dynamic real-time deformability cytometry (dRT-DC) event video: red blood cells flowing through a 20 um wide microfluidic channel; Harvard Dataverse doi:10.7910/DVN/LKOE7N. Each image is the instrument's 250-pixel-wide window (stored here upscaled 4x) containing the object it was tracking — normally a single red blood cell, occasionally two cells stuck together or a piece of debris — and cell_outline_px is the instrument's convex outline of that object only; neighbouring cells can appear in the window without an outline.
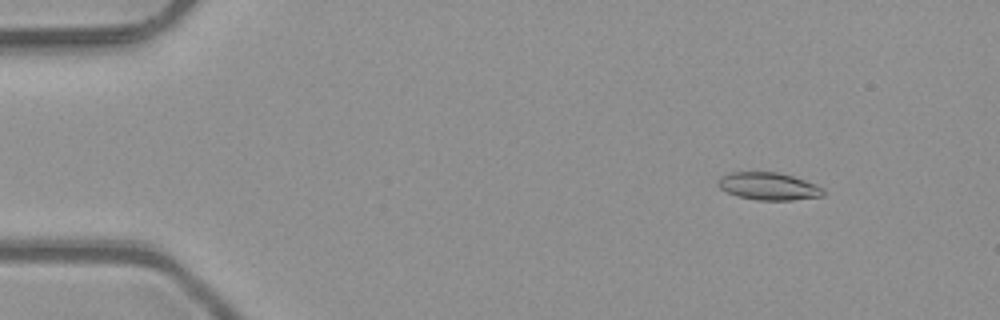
{"species": "common noctule bat (a hibernating species)", "species_latin": "Nyctalus noctula", "temperature_condition": "room temperature", "stored_images_in_passage": 51, "segment_of_instrument_passage": [1, 2], "camera_frame_rate_fps": 3000, "um_per_image_px": 0.085, "animal": {"sex": "male", "body_mass_g": 23.1, "forearm_length_mm": 52.7}, "frame": {"image": 1, "passage_image": 5, "time_ms": 1.333, "image_size_px": [1000, 320], "cell_outline_px": [[824, 196], [792, 200], [756, 200], [736, 196], [720, 188], [716, 184], [720, 176], [732, 172], [776, 172], [792, 176], [816, 184], [824, 188]], "centroid_in_image_um": [65.32, 15.84], "position_along_channel_um": 19.7, "area_um2": 16.94}}
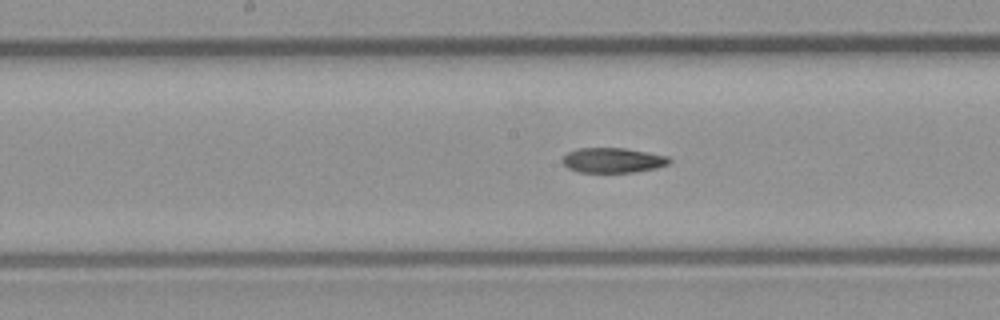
{"frame": {"image": 2, "passage_image": 25, "time_ms": 8.0, "image_size_px": [1000, 320], "cell_outline_px": [[672, 160], [668, 164], [656, 168], [636, 172], [580, 172], [568, 168], [560, 160], [568, 152], [576, 148], [624, 148], [648, 152], [668, 156]], "centroid_in_image_um": [52.09, 13.62], "position_along_channel_um": 196.1, "area_um2": 15.61}}
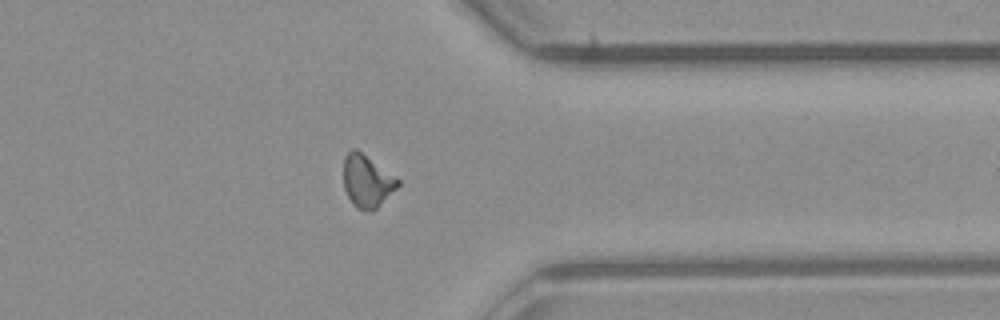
{"frame": {"image": 3, "passage_image": 39, "time_ms": 12.667, "image_size_px": [1000, 320], "cell_outline_px": [[400, 184], [372, 212], [368, 212], [356, 208], [352, 204], [344, 188], [344, 156], [352, 148], [356, 148], [400, 180]], "centroid_in_image_um": [31.17, 15.4], "position_along_channel_um": 380.2, "area_um2": 16.47}}